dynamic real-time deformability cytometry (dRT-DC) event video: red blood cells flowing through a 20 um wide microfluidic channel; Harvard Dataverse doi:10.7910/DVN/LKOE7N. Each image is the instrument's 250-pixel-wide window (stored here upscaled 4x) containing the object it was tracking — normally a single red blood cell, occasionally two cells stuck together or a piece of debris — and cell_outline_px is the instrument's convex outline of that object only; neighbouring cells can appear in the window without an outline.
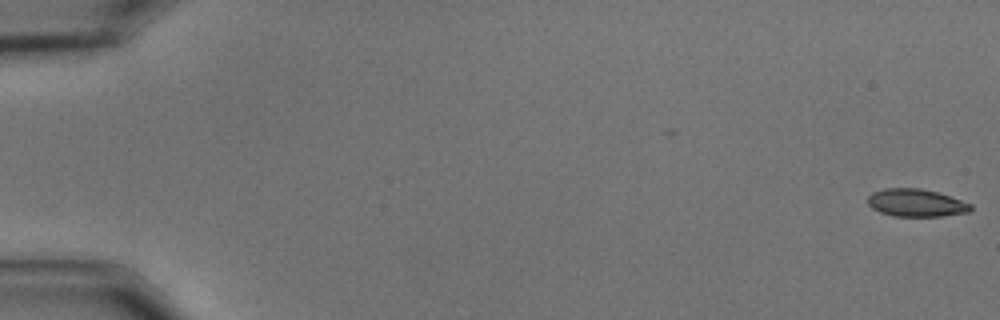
{"species": "common noctule bat (a hibernating species)", "species_latin": "Nyctalus noctula", "temperature_condition": "cold", "stored_images_in_passage": 58, "camera_frame_rate_fps": 3000, "um_per_image_px": 0.085, "animal": {"sex": "male", "body_mass_g": 15.6}, "frame": {"image": 1, "passage_image": 1, "time_ms": 0.0, "image_size_px": [1000, 320], "cell_outline_px": [[972, 208], [968, 212], [944, 216], [892, 216], [880, 212], [872, 208], [868, 204], [868, 196], [872, 192], [884, 188], [920, 188], [936, 192], [972, 204]], "centroid_in_image_um": [77.84, 17.24], "position_along_channel_um": 7.2, "area_um2": 16.53}}
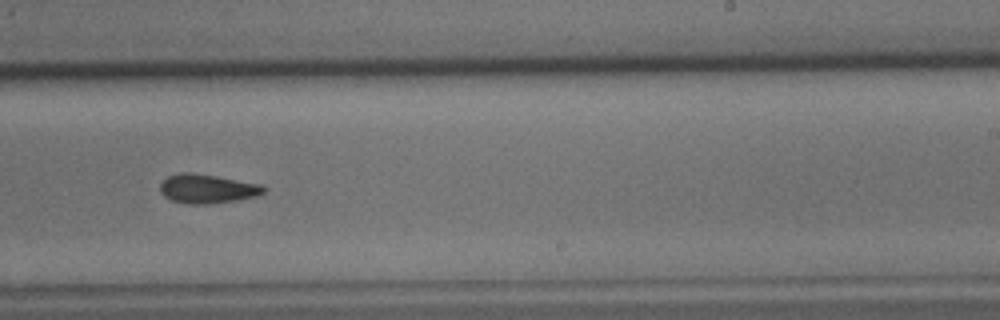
{"frame": {"image": 2, "passage_image": 37, "time_ms": 12.0, "image_size_px": [1000, 320], "cell_outline_px": [[264, 192], [256, 196], [236, 200], [208, 204], [188, 204], [172, 200], [164, 196], [160, 192], [160, 184], [168, 176], [180, 172], [192, 172], [264, 184]], "centroid_in_image_um": [17.61, 16.03], "position_along_channel_um": 271.4, "area_um2": 17.57}}
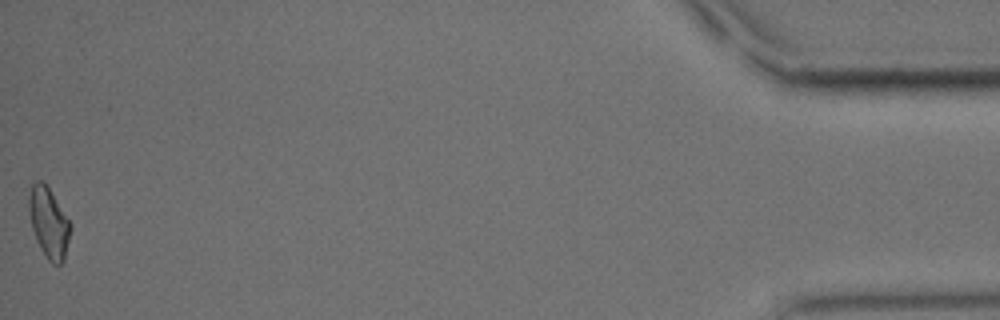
{"frame": {"image": 3, "passage_image": 58, "time_ms": 19.0, "image_size_px": [1000, 320], "cell_outline_px": [[72, 228], [64, 260], [60, 264], [52, 264], [48, 260], [40, 248], [36, 240], [32, 228], [28, 208], [28, 200], [32, 184], [36, 180], [40, 180], [48, 188], [72, 224]], "centroid_in_image_um": [4.15, 18.96], "position_along_channel_um": 431.0, "area_um2": 16.94}, "authors_computed_cell_mechanics": {"area_um2": 17.051, "velocity_mm_per_s": 3.5385, "shape_relaxation_time_tau1_ms": 6.5654, "shape_relaxation_time_tau2_ms": 10.9197, "deformation_change_tau1": 0.1416, "deformation_change_tau2": 0.1868}}